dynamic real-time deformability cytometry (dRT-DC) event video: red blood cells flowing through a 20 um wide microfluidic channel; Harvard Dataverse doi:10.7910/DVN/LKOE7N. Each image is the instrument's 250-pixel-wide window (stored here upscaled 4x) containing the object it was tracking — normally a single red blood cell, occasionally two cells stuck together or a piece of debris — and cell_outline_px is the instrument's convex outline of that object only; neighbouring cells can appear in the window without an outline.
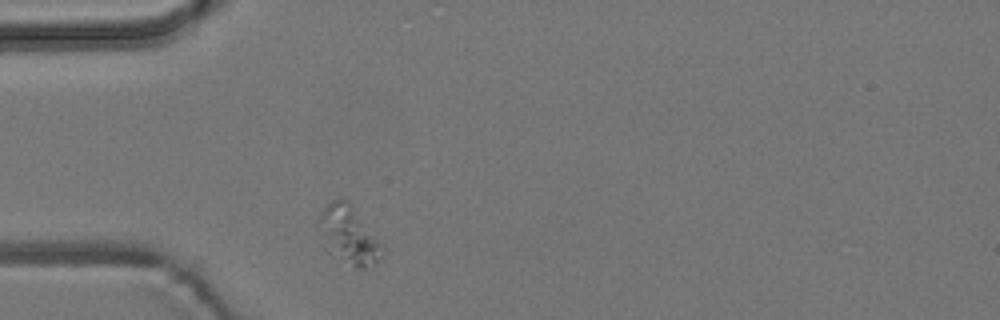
{"species": "common noctule bat (a hibernating species)", "species_latin": "Nyctalus noctula", "temperature_condition": "room temperature", "stored_images_in_passage": 2, "camera_frame_rate_fps": 3000, "um_per_image_px": 0.085, "animal": {"sex": "male", "body_mass_g": 19.2, "forearm_length_mm": 51.8}, "frame": {"image": 1, "passage_image": 1, "time_ms": 0.0, "image_size_px": [1000, 320], "cell_outline_px": [[384, 256], [376, 264], [364, 268], [352, 264], [328, 252], [324, 248], [320, 220], [320, 212], [332, 200], [340, 196], [348, 200], [352, 204], [384, 244]], "centroid_in_image_um": [29.72, 19.94], "position_along_channel_um": 55.3, "area_um2": 21.5}}